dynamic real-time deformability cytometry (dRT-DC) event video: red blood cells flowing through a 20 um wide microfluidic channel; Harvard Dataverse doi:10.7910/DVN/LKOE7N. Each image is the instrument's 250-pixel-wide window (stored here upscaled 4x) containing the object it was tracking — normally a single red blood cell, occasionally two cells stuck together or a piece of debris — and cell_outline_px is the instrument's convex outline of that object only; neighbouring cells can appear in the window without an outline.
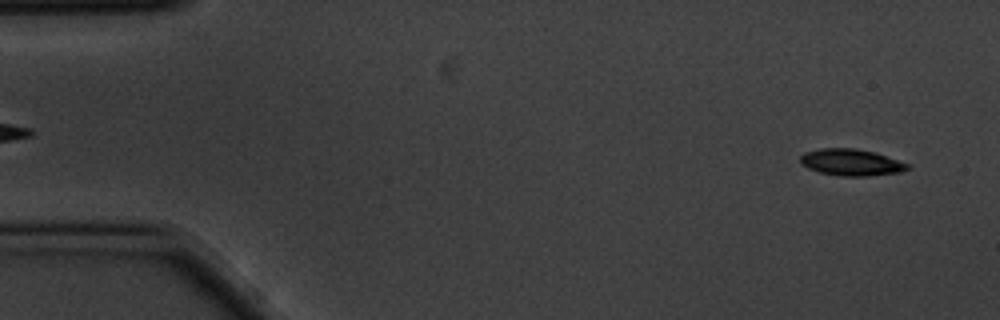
{"species": "common noctule bat (a hibernating species)", "species_latin": "Nyctalus noctula", "temperature_condition": "cold", "stored_images_in_passage": 2, "camera_frame_rate_fps": 3000, "um_per_image_px": 0.085, "animal": {"sex": "male", "body_mass_g": 20.1, "forearm_length_mm": 53.5}, "frame": {"image": 1, "passage_image": 2, "time_ms": 0.333, "image_size_px": [1000, 320], "cell_outline_px": [[912, 168], [900, 172], [868, 176], [840, 176], [820, 172], [808, 168], [800, 164], [800, 156], [804, 152], [820, 148], [856, 148], [876, 152], [908, 164]], "centroid_in_image_um": [72.34, 13.79], "position_along_channel_um": 12.7, "area_um2": 16.76}}